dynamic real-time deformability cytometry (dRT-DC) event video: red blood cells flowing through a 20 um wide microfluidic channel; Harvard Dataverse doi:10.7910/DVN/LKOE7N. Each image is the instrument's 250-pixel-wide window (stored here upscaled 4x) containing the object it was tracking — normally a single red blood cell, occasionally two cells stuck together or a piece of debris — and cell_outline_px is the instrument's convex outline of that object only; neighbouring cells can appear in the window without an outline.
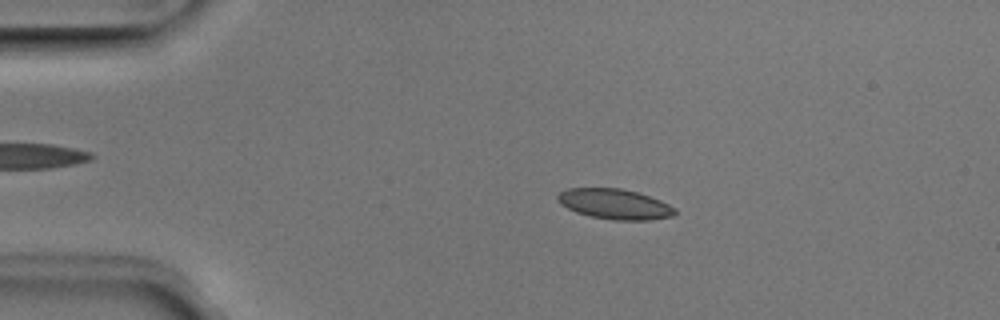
{"species": "Egyptian fruit bat (a non-hibernating species)", "species_latin": "Rousettus aegyptiacus", "temperature_condition": "room temperature", "stored_images_in_passage": 51, "camera_frame_rate_fps": 3000, "um_per_image_px": 0.085, "animal": {"sex": "male"}, "frame": {"image": 1, "passage_image": 10, "time_ms": 3.0, "image_size_px": [1000, 320], "cell_outline_px": [[676, 212], [672, 216], [648, 220], [616, 220], [592, 216], [576, 212], [560, 204], [556, 200], [556, 196], [560, 192], [568, 188], [620, 188], [636, 192], [660, 200], [676, 208]], "centroid_in_image_um": [52.23, 17.34], "position_along_channel_um": 32.8, "area_um2": 20.52}}
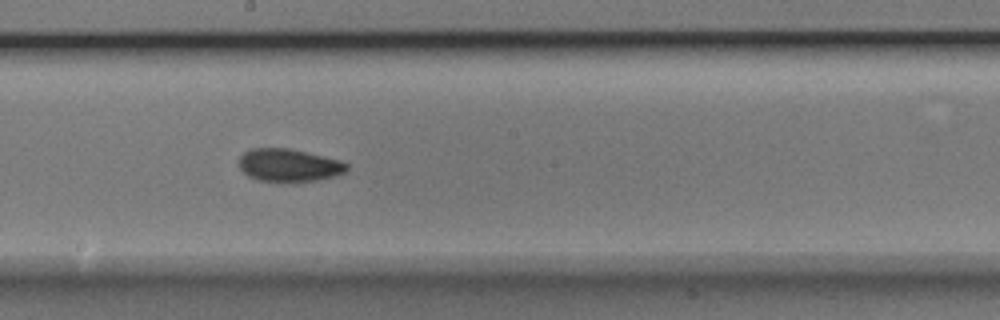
{"frame": {"image": 2, "passage_image": 28, "time_ms": 9.0, "image_size_px": [1000, 320], "cell_outline_px": [[348, 168], [344, 172], [336, 176], [316, 180], [256, 180], [248, 176], [240, 168], [240, 156], [248, 148], [288, 148], [324, 156], [340, 160], [348, 164]], "centroid_in_image_um": [24.55, 14.02], "position_along_channel_um": 223.7, "area_um2": 20.23}}
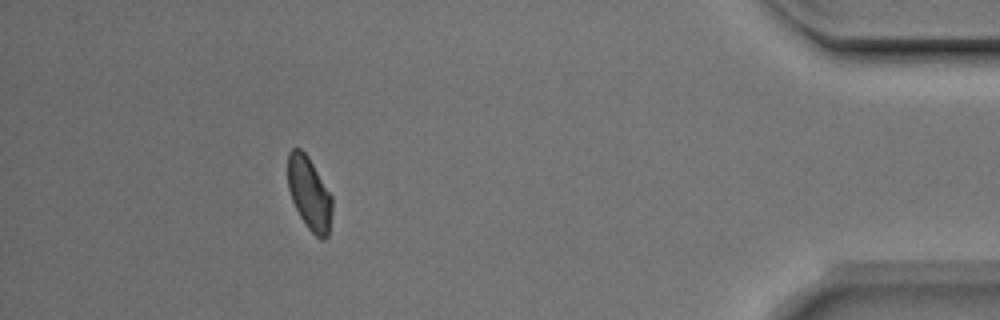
{"frame": {"image": 3, "passage_image": 46, "time_ms": 15.0, "image_size_px": [1000, 320], "cell_outline_px": [[332, 212], [328, 236], [324, 240], [320, 240], [308, 228], [300, 216], [292, 200], [288, 188], [288, 152], [292, 148], [300, 148], [308, 156], [332, 196]], "centroid_in_image_um": [26.3, 16.45], "position_along_channel_um": 408.9, "area_um2": 18.84}, "authors_computed_cell_mechanics": {"area_um2": 20.3456, "velocity_mm_per_s": 3.974, "shape_relaxation_time_tau1_ms": 5.9154, "shape_relaxation_time_tau2_ms": 1.6196, "deformation_change_tau1": 0.102, "deformation_change_tau2": 0.0646}}